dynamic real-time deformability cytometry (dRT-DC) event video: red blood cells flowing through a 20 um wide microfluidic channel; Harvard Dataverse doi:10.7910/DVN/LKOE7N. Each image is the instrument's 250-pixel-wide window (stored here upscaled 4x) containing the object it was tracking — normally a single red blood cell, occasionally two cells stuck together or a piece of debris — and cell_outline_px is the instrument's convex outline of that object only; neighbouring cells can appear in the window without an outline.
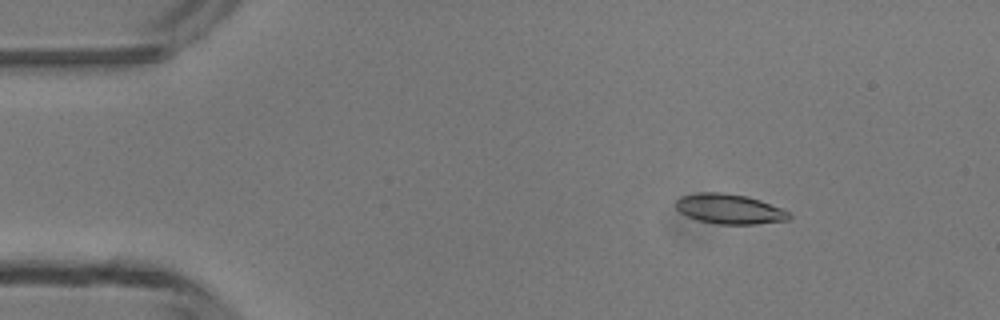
{"species": "common noctule bat (a hibernating species)", "species_latin": "Nyctalus noctula", "temperature_condition": "room temperature", "stored_images_in_passage": 4, "camera_frame_rate_fps": 3000, "um_per_image_px": 0.085, "animal": {"sex": "male", "body_mass_g": 13.3}, "frame": {"image": 1, "passage_image": 2, "time_ms": 2.0, "image_size_px": [1000, 320], "cell_outline_px": [[792, 216], [788, 220], [756, 224], [716, 224], [700, 220], [688, 216], [680, 212], [676, 208], [676, 200], [680, 196], [700, 192], [720, 192], [744, 196], [760, 200], [780, 208], [788, 212]], "centroid_in_image_um": [61.99, 17.76], "position_along_channel_um": 23.0, "area_um2": 19.54}}
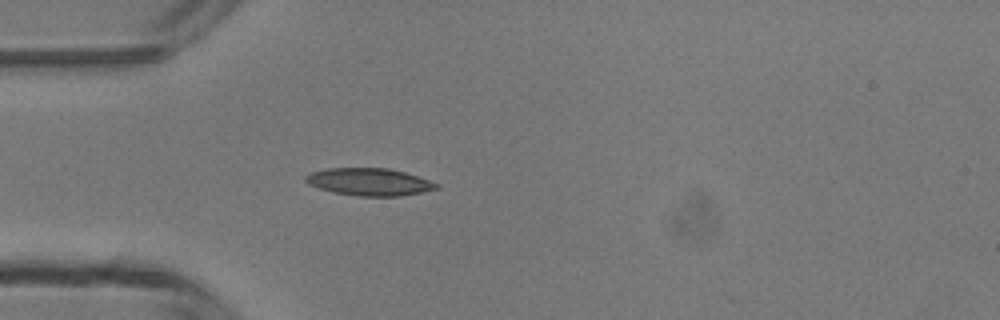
{"frame": {"image": 2, "passage_image": 4, "time_ms": 4.333, "image_size_px": [1000, 320], "cell_outline_px": [[440, 188], [400, 196], [356, 196], [336, 192], [320, 188], [308, 184], [304, 180], [304, 176], [308, 172], [328, 168], [388, 168], [404, 172], [440, 184]], "centroid_in_image_um": [31.36, 15.45], "position_along_channel_um": 53.6, "area_um2": 20.81}}